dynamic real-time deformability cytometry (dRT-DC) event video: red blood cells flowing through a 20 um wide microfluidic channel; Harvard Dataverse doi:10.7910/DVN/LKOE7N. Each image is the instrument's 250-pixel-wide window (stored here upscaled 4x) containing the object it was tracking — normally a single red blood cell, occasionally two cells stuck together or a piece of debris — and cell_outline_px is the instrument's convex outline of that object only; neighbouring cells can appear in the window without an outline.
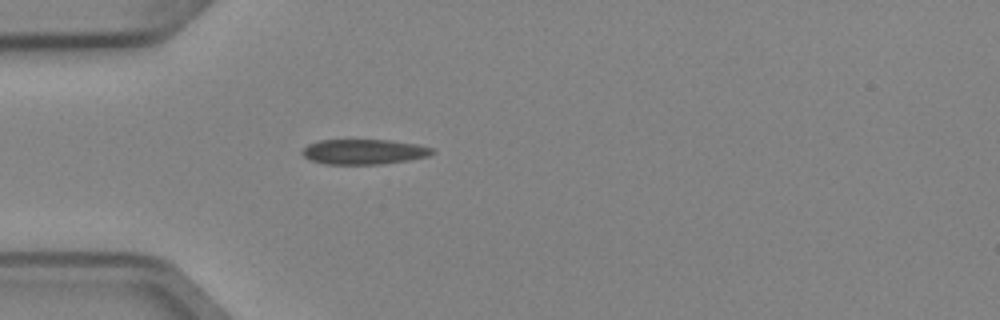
{"species": "Egyptian fruit bat (a non-hibernating species)", "species_latin": "Rousettus aegyptiacus", "temperature_condition": "cold", "stored_images_in_passage": 1, "camera_frame_rate_fps": 3000, "um_per_image_px": 0.085, "animal": {"sex": "female"}, "frame": {"image": 1, "passage_image": 1, "time_ms": 0.0, "image_size_px": [1000, 320], "cell_outline_px": [[436, 152], [428, 156], [408, 160], [384, 164], [324, 164], [308, 160], [300, 152], [308, 144], [320, 140], [388, 140], [416, 144], [432, 148]], "centroid_in_image_um": [30.9, 12.9], "position_along_channel_um": 54.1, "area_um2": 19.07}}